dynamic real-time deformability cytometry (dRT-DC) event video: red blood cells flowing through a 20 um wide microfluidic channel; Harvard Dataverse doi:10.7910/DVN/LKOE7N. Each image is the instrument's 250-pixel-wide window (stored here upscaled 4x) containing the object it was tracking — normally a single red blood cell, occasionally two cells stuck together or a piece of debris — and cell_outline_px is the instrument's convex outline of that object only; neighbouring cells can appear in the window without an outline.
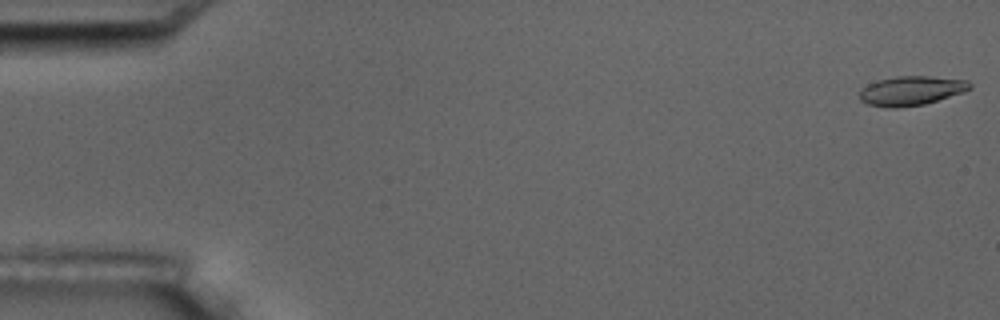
{"species": "common noctule bat (a hibernating species)", "species_latin": "Nyctalus noctula", "temperature_condition": "room temperature", "stored_images_in_passage": 6, "camera_frame_rate_fps": 3000, "um_per_image_px": 0.085, "animal": {"sex": "male", "body_mass_g": 17.5, "forearm_length_mm": 52.3}, "frame": {"image": 1, "passage_image": 1, "time_ms": 0.0, "image_size_px": [1000, 320], "cell_outline_px": [[972, 88], [964, 92], [924, 104], [896, 108], [888, 108], [868, 104], [860, 100], [860, 88], [868, 84], [880, 80], [896, 76], [928, 76], [968, 80], [972, 84]], "centroid_in_image_um": [77.46, 7.71], "position_along_channel_um": 7.5, "area_um2": 18.84}}
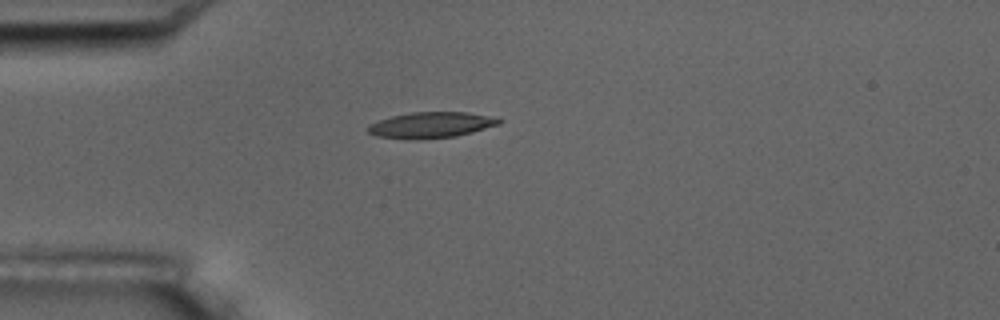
{"frame": {"image": 2, "passage_image": 5, "time_ms": 4.667, "image_size_px": [1000, 320], "cell_outline_px": [[504, 120], [500, 124], [472, 132], [456, 136], [416, 140], [408, 140], [376, 136], [368, 132], [368, 124], [392, 116], [412, 112], [468, 112], [488, 116]], "centroid_in_image_um": [36.62, 10.63], "position_along_channel_um": 48.4, "area_um2": 19.83}}